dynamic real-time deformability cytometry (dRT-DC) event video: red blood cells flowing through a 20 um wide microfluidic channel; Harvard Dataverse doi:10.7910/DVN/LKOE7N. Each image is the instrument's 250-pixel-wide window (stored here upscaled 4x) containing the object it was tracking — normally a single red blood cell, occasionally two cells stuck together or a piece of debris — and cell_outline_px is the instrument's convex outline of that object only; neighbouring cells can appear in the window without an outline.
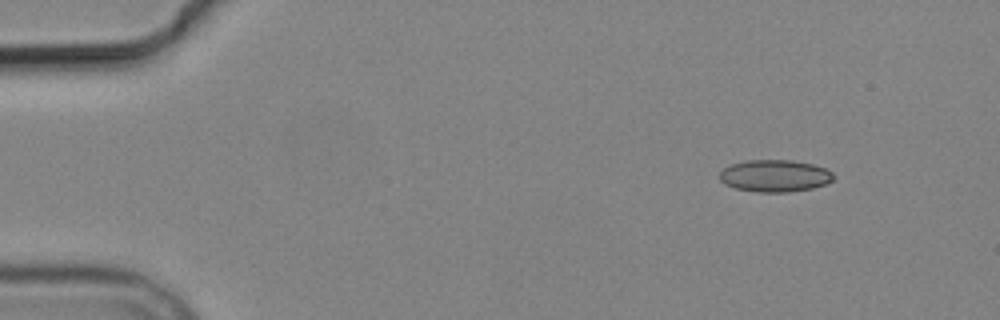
{"species": "common noctule bat (a hibernating species)", "species_latin": "Nyctalus noctula", "temperature_condition": "cold", "stored_images_in_passage": 6, "camera_frame_rate_fps": 3000, "um_per_image_px": 0.085, "animal": {"sex": "male", "body_mass_g": 19.2, "forearm_length_mm": 51.8}, "frame": {"image": 1, "passage_image": 2, "time_ms": 1.333, "image_size_px": [1000, 320], "cell_outline_px": [[836, 176], [832, 180], [824, 184], [812, 188], [788, 192], [756, 192], [736, 188], [724, 184], [720, 180], [720, 172], [724, 168], [732, 164], [744, 160], [792, 160], [812, 164], [824, 168], [832, 172]], "centroid_in_image_um": [65.85, 14.94], "position_along_channel_um": 19.1, "area_um2": 21.27}}
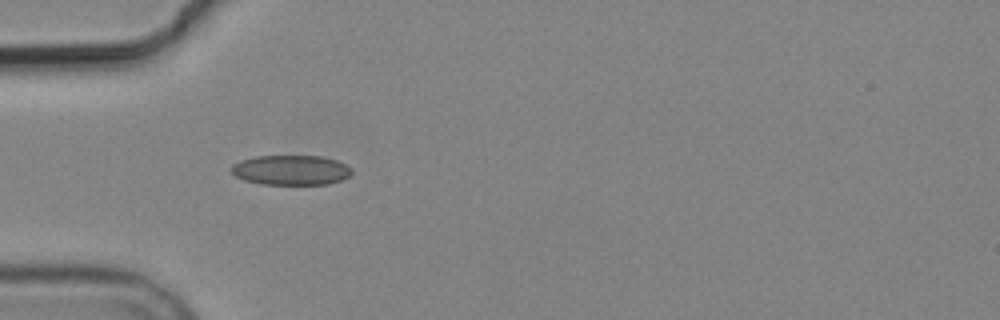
{"frame": {"image": 2, "passage_image": 5, "time_ms": 5.0, "image_size_px": [1000, 320], "cell_outline_px": [[352, 172], [348, 176], [340, 180], [328, 184], [260, 184], [244, 180], [236, 176], [232, 172], [232, 164], [240, 160], [256, 156], [320, 156], [336, 160], [352, 168]], "centroid_in_image_um": [24.72, 14.45], "position_along_channel_um": 60.3, "area_um2": 20.87}}
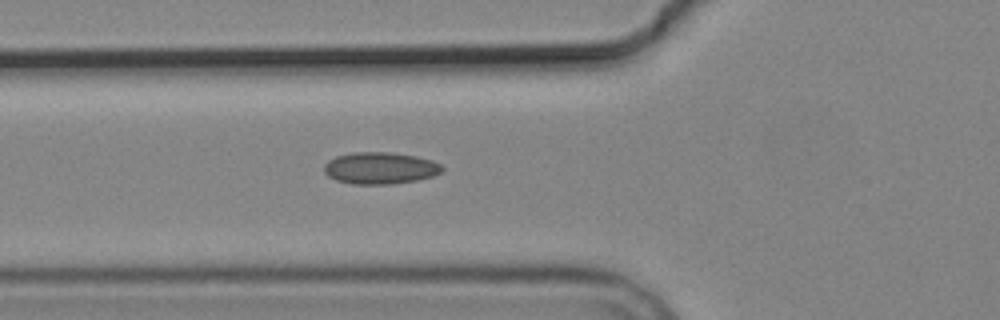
{"frame": {"image": 3, "passage_image": 6, "time_ms": 6.0, "image_size_px": [1000, 320], "cell_outline_px": [[444, 168], [440, 172], [432, 176], [416, 180], [388, 184], [352, 184], [336, 180], [328, 176], [324, 172], [324, 164], [328, 160], [336, 156], [352, 152], [388, 152], [416, 156], [432, 160], [440, 164]], "centroid_in_image_um": [32.28, 14.28], "position_along_channel_um": 93.5, "area_um2": 21.85}}